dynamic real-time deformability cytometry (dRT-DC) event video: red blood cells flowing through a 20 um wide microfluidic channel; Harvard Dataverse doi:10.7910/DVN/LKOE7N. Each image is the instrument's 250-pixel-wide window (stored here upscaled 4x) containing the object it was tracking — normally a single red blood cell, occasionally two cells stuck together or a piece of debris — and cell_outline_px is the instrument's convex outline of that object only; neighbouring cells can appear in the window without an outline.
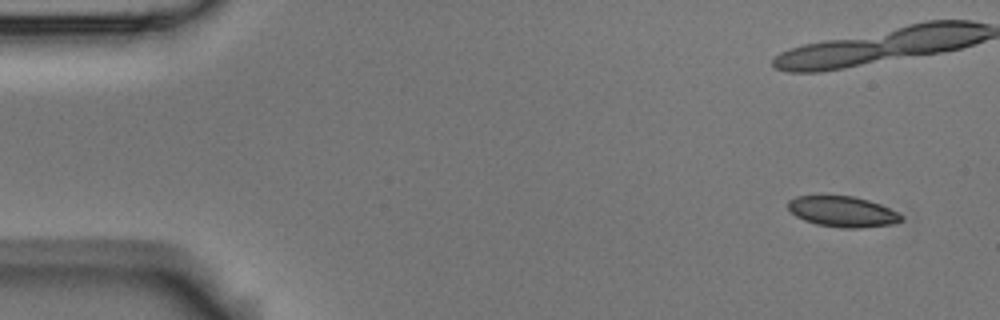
{"species": "Egyptian fruit bat (a non-hibernating species)", "species_latin": "Rousettus aegyptiacus", "temperature_condition": "room temperature", "stored_images_in_passage": 15, "camera_frame_rate_fps": 3000, "um_per_image_px": 0.085, "animal": {"sex": "male"}, "frame": {"image": 1, "passage_image": 1, "time_ms": 0.0, "image_size_px": [1000, 320], "cell_outline_px": [[904, 220], [896, 224], [860, 228], [840, 228], [816, 224], [804, 220], [796, 216], [788, 208], [788, 200], [796, 196], [852, 196], [868, 200], [880, 204], [900, 212], [904, 216]], "centroid_in_image_um": [71.68, 18.0], "position_along_channel_um": 13.3, "area_um2": 20.46}}
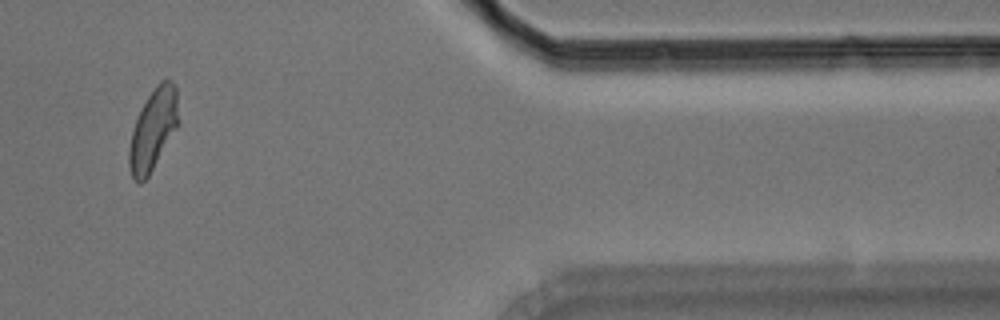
{"frame": {"image": 2, "passage_image": 13, "time_ms": 4.0, "image_size_px": [1000, 320], "cell_outline_px": [[180, 124], [148, 176], [140, 184], [132, 176], [128, 164], [128, 152], [132, 128], [148, 96], [156, 84], [160, 80], [168, 76], [176, 84], [180, 120]], "centroid_in_image_um": [13.06, 10.95], "position_along_channel_um": 398.3, "area_um2": 23.76}}